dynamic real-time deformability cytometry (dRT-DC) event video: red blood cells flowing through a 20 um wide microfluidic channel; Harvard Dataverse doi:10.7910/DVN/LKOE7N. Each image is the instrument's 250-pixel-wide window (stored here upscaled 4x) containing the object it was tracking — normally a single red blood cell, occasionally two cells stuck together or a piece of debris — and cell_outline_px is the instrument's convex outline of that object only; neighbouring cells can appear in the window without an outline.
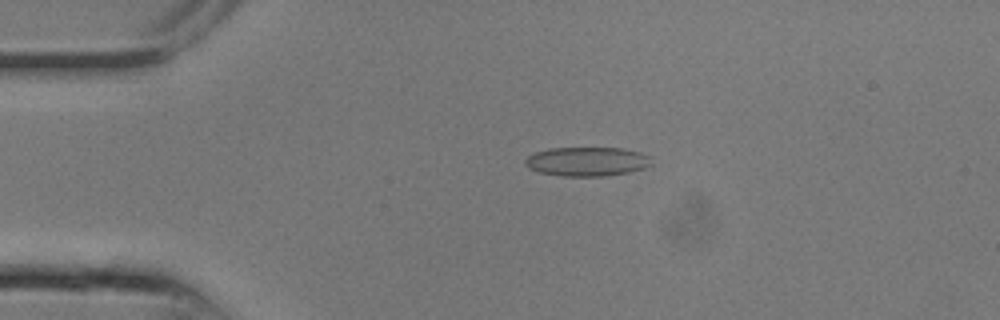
{"species": "common noctule bat (a hibernating species)", "species_latin": "Nyctalus noctula", "temperature_condition": "room temperature", "stored_images_in_passage": 7, "camera_frame_rate_fps": 3000, "um_per_image_px": 0.085, "animal": {"sex": "male", "body_mass_g": 13.3}, "frame": {"image": 1, "passage_image": 5, "time_ms": 1.333, "image_size_px": [1000, 320], "cell_outline_px": [[652, 164], [648, 168], [628, 172], [604, 176], [560, 176], [540, 172], [528, 168], [524, 164], [524, 160], [528, 156], [536, 152], [548, 148], [624, 148], [640, 152], [652, 156]], "centroid_in_image_um": [49.94, 13.73], "position_along_channel_um": 35.1, "area_um2": 21.73}}